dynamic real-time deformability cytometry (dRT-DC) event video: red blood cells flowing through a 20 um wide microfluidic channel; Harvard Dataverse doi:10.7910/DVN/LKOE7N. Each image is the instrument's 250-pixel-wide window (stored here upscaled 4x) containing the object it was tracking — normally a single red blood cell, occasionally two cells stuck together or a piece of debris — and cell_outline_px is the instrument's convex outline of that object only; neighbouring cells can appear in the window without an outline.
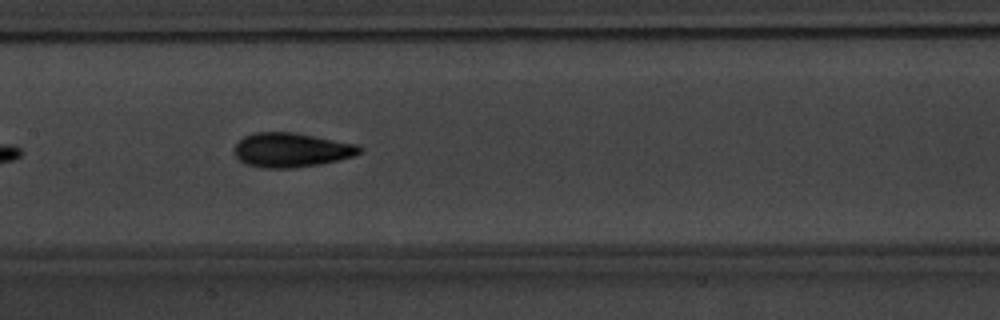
{"species": "common noctule bat (a hibernating species)", "species_latin": "Nyctalus noctula", "temperature_condition": "warm", "stored_images_in_passage": 38, "camera_frame_rate_fps": 3000, "um_per_image_px": 0.085, "animal": {"sex": "male", "body_mass_g": 20.1, "forearm_length_mm": 53.5}, "frame": {"image": 1, "passage_image": 12, "time_ms": 3.667, "image_size_px": [1000, 320], "cell_outline_px": [[364, 152], [356, 156], [320, 164], [292, 168], [264, 168], [244, 164], [236, 156], [232, 148], [236, 140], [252, 132], [296, 132], [356, 144], [364, 148]], "centroid_in_image_um": [24.75, 12.74], "position_along_channel_um": 182.7, "area_um2": 25.61}}
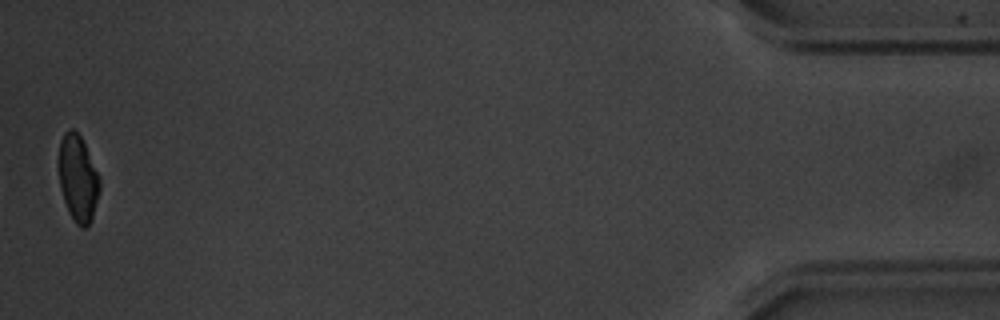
{"frame": {"image": 2, "passage_image": 38, "time_ms": 12.333, "image_size_px": [1000, 320], "cell_outline_px": [[100, 188], [92, 216], [88, 224], [84, 228], [80, 228], [76, 224], [68, 212], [60, 188], [60, 140], [64, 132], [68, 128], [72, 128], [80, 136], [84, 144], [100, 180]], "centroid_in_image_um": [6.62, 15.17], "position_along_channel_um": 428.6, "area_um2": 20.06}, "authors_computed_cell_mechanics": {"area_um2": 23.9292, "velocity_mm_per_s": 3.7939, "shape_relaxation_time_tau1_ms": 2.8555, "shape_relaxation_time_tau2_ms": 2.1911, "deformation_change_tau1": 0.1506, "deformation_change_tau2": 0.078}}